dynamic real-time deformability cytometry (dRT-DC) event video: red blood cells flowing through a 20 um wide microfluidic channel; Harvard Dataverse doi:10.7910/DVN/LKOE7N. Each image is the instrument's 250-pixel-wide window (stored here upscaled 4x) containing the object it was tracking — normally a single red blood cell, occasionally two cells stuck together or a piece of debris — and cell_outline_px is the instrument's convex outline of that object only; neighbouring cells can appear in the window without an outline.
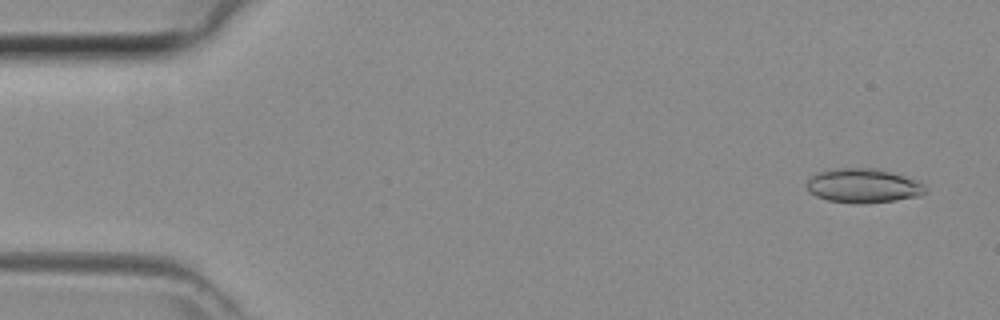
{"species": "common noctule bat (a hibernating species)", "species_latin": "Nyctalus noctula", "temperature_condition": "room temperature", "stored_images_in_passage": 44, "camera_frame_rate_fps": 3000, "um_per_image_px": 0.085, "animal": {"sex": "female", "body_mass_g": 29.2, "forearm_length_mm": 56.3}, "frame": {"image": 1, "passage_image": 2, "time_ms": 0.333, "image_size_px": [1000, 320], "cell_outline_px": [[924, 192], [920, 196], [896, 200], [860, 204], [856, 204], [828, 200], [816, 196], [808, 192], [804, 184], [812, 176], [820, 172], [844, 168], [876, 168], [904, 176], [916, 180], [924, 184]], "centroid_in_image_um": [73.34, 15.8], "position_along_channel_um": 11.7, "area_um2": 23.52}}
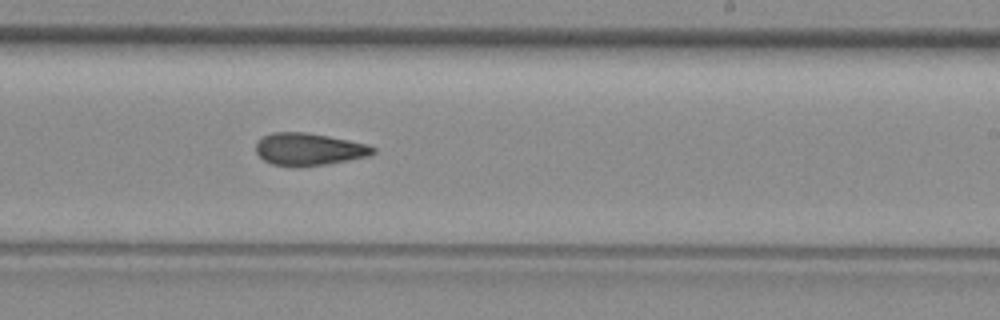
{"frame": {"image": 2, "passage_image": 26, "time_ms": 8.333, "image_size_px": [1000, 320], "cell_outline_px": [[376, 152], [372, 156], [300, 168], [272, 164], [264, 160], [256, 152], [256, 140], [272, 132], [304, 132], [328, 136], [368, 144], [376, 148]], "centroid_in_image_um": [26.26, 12.69], "position_along_channel_um": 262.7, "area_um2": 22.31}}
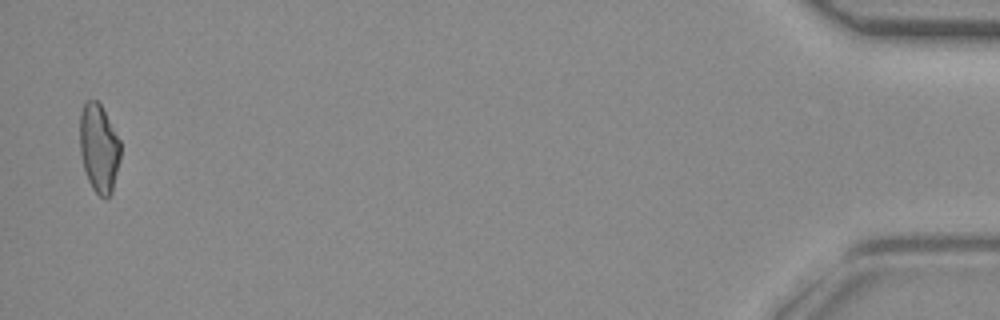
{"frame": {"image": 3, "passage_image": 43, "time_ms": 14.0, "image_size_px": [1000, 320], "cell_outline_px": [[120, 160], [112, 192], [104, 200], [92, 188], [88, 180], [84, 168], [80, 152], [80, 112], [84, 104], [88, 100], [96, 100], [100, 104], [120, 140]], "centroid_in_image_um": [8.41, 12.61], "position_along_channel_um": 426.8, "area_um2": 20.87}}